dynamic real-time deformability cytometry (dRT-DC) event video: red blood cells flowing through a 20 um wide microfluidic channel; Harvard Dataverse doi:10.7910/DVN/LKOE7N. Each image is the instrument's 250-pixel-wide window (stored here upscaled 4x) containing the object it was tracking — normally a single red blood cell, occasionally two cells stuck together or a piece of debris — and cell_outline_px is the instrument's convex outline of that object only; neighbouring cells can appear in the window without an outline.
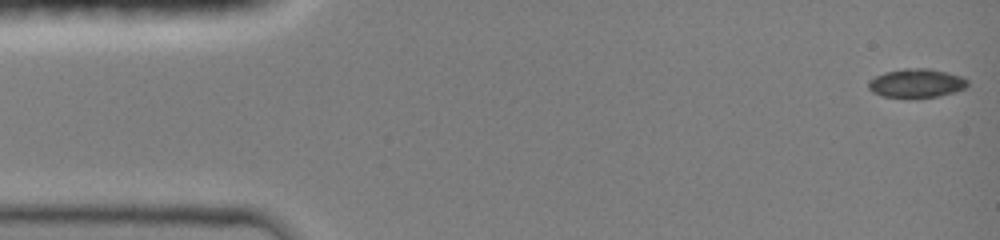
{"species": "common noctule bat (a hibernating species)", "species_latin": "Nyctalus noctula", "temperature_condition": "room temperature", "stored_images_in_passage": 42, "camera_frame_rate_fps": 3000, "um_per_image_px": 0.085, "animal": {"sex": "female", "body_mass_g": 19.0, "forearm_length_mm": 51.5}, "frame": {"image": 1, "passage_image": 1, "time_ms": 0.0, "image_size_px": [1000, 240], "cell_outline_px": [[968, 84], [964, 88], [956, 92], [936, 96], [908, 100], [884, 96], [872, 92], [868, 88], [868, 84], [876, 76], [884, 72], [904, 68], [928, 68], [960, 76], [968, 80]], "centroid_in_image_um": [77.87, 7.1], "position_along_channel_um": 7.1, "area_um2": 16.88}}
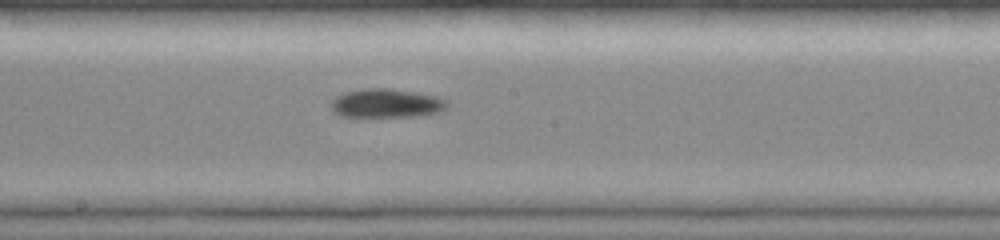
{"frame": {"image": 2, "passage_image": 24, "time_ms": 8.0, "image_size_px": [1000, 240], "cell_outline_px": [[448, 104], [444, 108], [436, 112], [420, 116], [340, 116], [332, 112], [332, 100], [336, 96], [344, 92], [364, 88], [388, 88], [416, 92], [436, 96], [448, 100]], "centroid_in_image_um": [32.82, 8.76], "position_along_channel_um": 215.4, "area_um2": 19.42}}
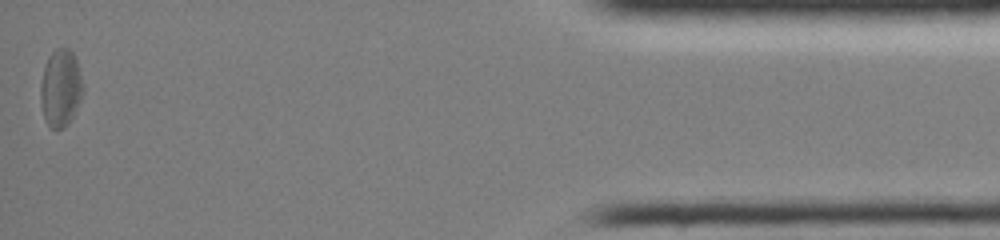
{"frame": {"image": 3, "passage_image": 42, "time_ms": 15.0, "image_size_px": [1000, 240], "cell_outline_px": [[84, 92], [68, 124], [64, 128], [52, 128], [44, 120], [40, 100], [40, 84], [44, 68], [48, 56], [56, 48], [68, 48], [76, 56], [84, 84]], "centroid_in_image_um": [5.16, 7.46], "position_along_channel_um": 430.0, "area_um2": 19.36}, "authors_computed_cell_mechanics": {"area_um2": 18.2359, "velocity_mm_per_s": 4.1217, "shape_relaxation_time_tau1_ms": 8.0799, "shape_relaxation_time_tau2_ms": 5.0073, "deformation_change_tau1": 0.1605, "deformation_change_tau2": 0.1339}}